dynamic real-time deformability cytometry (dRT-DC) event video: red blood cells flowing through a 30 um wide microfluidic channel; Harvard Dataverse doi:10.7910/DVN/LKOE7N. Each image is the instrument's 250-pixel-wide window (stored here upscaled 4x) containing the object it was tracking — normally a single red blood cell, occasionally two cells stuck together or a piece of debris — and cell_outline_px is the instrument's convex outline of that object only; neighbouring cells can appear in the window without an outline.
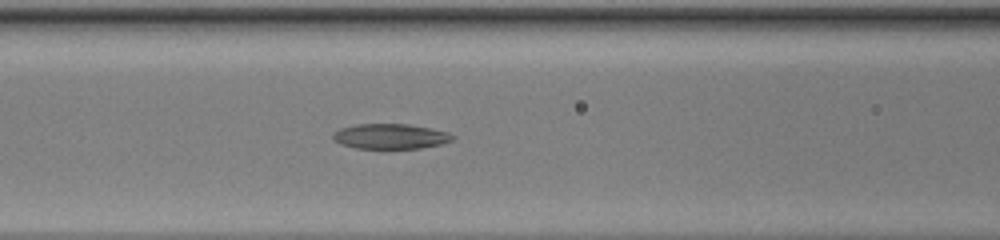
{"species": "common noctule bat (a hibernating species)", "species_latin": "Nyctalus noctula", "temperature_condition": "warm", "stored_images_in_passage": 38, "camera_frame_rate_fps": 3000, "um_per_image_px": 0.085, "animal": {"sex": "female", "body_mass_g": 20.0, "forearm_length_mm": 54.0}, "frame": {"image": 1, "passage_image": 10, "time_ms": 3.0, "image_size_px": [1000, 240], "cell_outline_px": [[456, 136], [452, 140], [440, 144], [420, 148], [356, 148], [340, 144], [332, 136], [332, 132], [340, 128], [356, 124], [408, 124], [432, 128], [448, 132]], "centroid_in_image_um": [33.18, 11.58], "position_along_channel_um": 133.4, "area_um2": 17.51}}
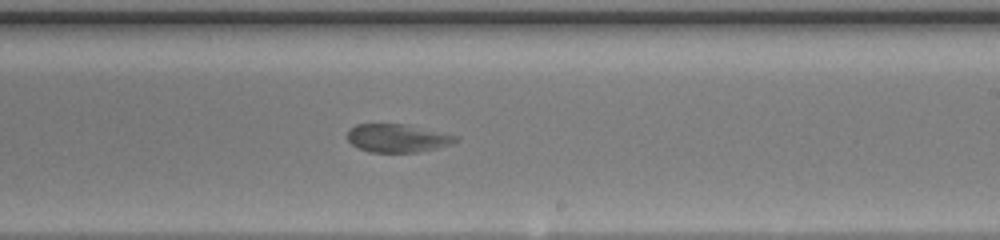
{"frame": {"image": 2, "passage_image": 19, "time_ms": 6.0, "image_size_px": [1000, 240], "cell_outline_px": [[460, 140], [452, 144], [420, 152], [368, 152], [356, 148], [348, 140], [348, 128], [356, 124], [408, 124], [460, 136]], "centroid_in_image_um": [33.81, 11.74], "position_along_channel_um": 255.2, "area_um2": 18.15}}
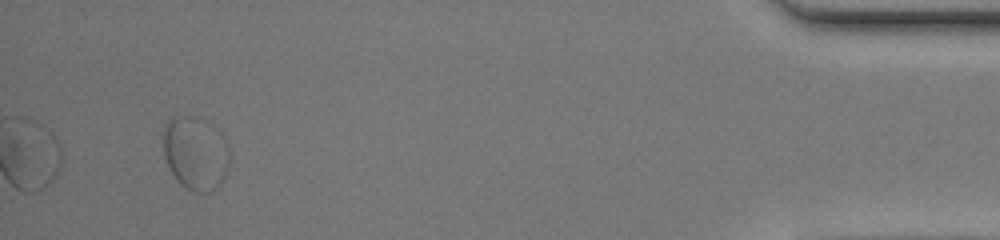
{"frame": {"image": 3, "passage_image": 36, "time_ms": 11.667, "image_size_px": [1000, 240], "cell_outline_px": [[228, 168], [220, 184], [212, 192], [192, 192], [180, 184], [176, 180], [164, 156], [164, 124], [168, 120], [180, 116], [192, 116], [200, 120], [220, 136], [228, 144]], "centroid_in_image_um": [16.59, 13.08], "position_along_channel_um": 418.6, "area_um2": 27.69}, "authors_computed_cell_mechanics": {"area_um2": 18.3804, "velocity_mm_per_s": 4.0728, "shape_relaxation_time_tau1_ms": null, "shape_relaxation_time_tau2_ms": 1.5692, "deformation_change_tau1": null, "deformation_change_tau2": 0.0581}}